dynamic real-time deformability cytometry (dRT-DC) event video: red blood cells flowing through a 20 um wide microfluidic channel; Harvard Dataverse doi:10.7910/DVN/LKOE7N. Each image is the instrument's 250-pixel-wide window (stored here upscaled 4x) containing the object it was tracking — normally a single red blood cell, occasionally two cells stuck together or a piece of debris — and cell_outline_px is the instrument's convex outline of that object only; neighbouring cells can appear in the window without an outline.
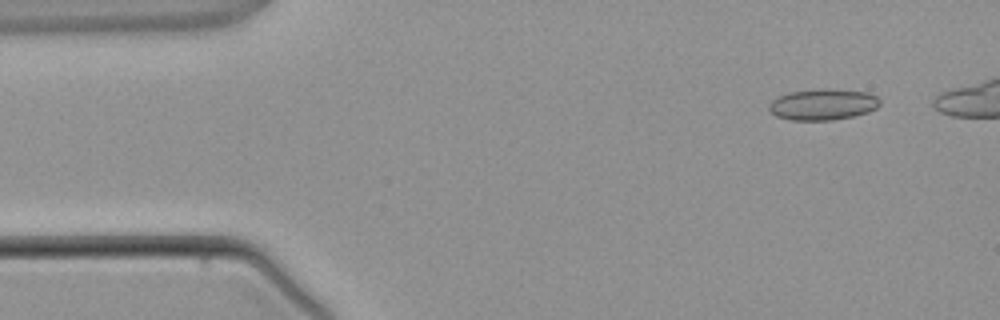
{"species": "common noctule bat (a hibernating species)", "species_latin": "Nyctalus noctula", "temperature_condition": "warm", "stored_images_in_passage": 3, "camera_frame_rate_fps": 3000, "um_per_image_px": 0.085, "animal": {"sex": "male", "body_mass_g": 21.5, "forearm_length_mm": 52.0}, "frame": {"image": 1, "passage_image": 1, "time_ms": 0.0, "image_size_px": [1000, 320], "cell_outline_px": [[880, 104], [876, 108], [868, 112], [852, 116], [832, 120], [792, 120], [776, 116], [768, 108], [768, 104], [772, 100], [788, 92], [816, 88], [832, 88], [868, 92], [876, 96], [880, 100]], "centroid_in_image_um": [69.95, 8.86], "position_along_channel_um": 15.1, "area_um2": 20.35}}